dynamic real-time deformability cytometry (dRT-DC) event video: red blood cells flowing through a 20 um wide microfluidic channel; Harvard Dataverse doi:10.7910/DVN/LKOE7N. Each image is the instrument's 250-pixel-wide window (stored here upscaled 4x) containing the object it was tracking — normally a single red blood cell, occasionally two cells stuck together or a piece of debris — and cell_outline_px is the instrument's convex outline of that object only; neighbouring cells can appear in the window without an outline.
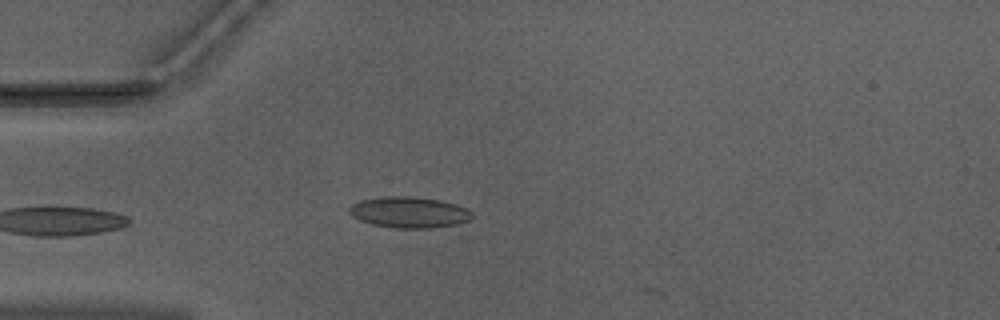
{"species": "Egyptian fruit bat (a non-hibernating species)", "species_latin": "Rousettus aegyptiacus", "temperature_condition": "warm", "stored_images_in_passage": 2, "camera_frame_rate_fps": 3000, "um_per_image_px": 0.085, "animal": {"sex": "male"}, "frame": {"image": 1, "passage_image": 1, "time_ms": 0.0, "image_size_px": [1000, 320], "cell_outline_px": [[472, 220], [464, 236], [460, 236], [396, 228], [372, 224], [360, 220], [352, 216], [348, 212], [348, 208], [352, 204], [360, 200], [380, 196], [408, 196], [440, 200], [456, 204], [472, 212]], "centroid_in_image_um": [35.15, 18.22], "position_along_channel_um": 49.8, "area_um2": 25.43}}